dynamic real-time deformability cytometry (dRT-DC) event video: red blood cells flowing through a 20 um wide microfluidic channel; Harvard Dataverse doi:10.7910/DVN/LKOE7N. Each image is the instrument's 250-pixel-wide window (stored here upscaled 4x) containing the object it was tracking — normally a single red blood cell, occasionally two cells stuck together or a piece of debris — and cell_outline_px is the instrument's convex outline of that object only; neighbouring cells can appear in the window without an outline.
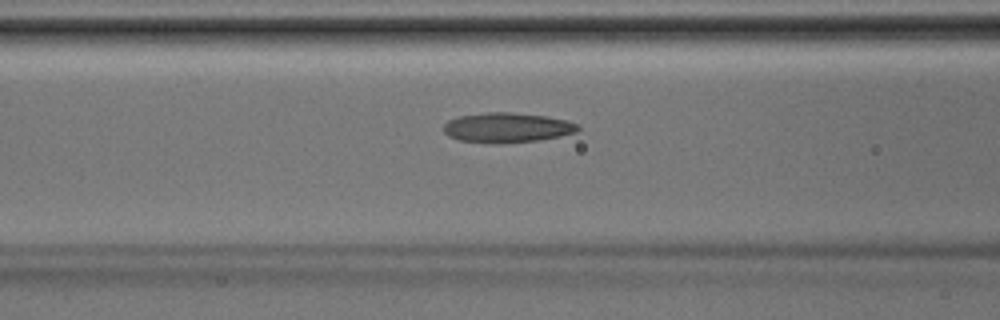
{"species": "Egyptian fruit bat (a non-hibernating species)", "species_latin": "Rousettus aegyptiacus", "temperature_condition": "room temperature", "stored_images_in_passage": 31, "camera_frame_rate_fps": 3000, "um_per_image_px": 0.085, "animal": {"sex": "male"}, "frame": {"image": 1, "passage_image": 9, "time_ms": 2.667, "image_size_px": [1000, 320], "cell_outline_px": [[580, 128], [576, 132], [560, 136], [540, 140], [500, 144], [460, 140], [448, 136], [444, 132], [444, 124], [448, 120], [460, 116], [488, 112], [512, 112], [548, 116], [568, 120], [576, 124]], "centroid_in_image_um": [43.12, 10.84], "position_along_channel_um": 123.5, "area_um2": 23.47}}
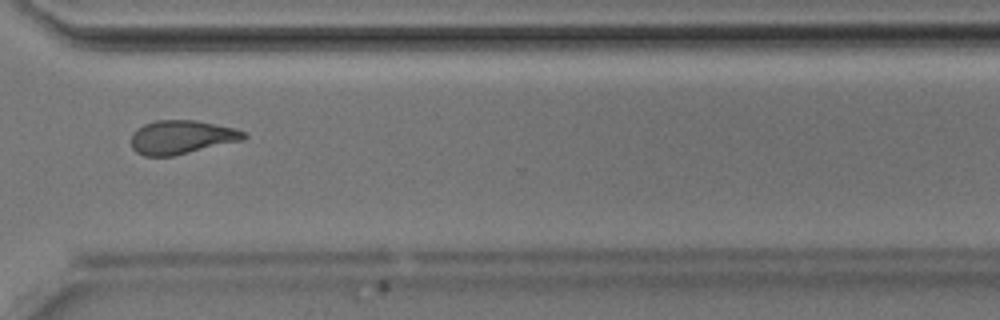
{"frame": {"image": 2, "passage_image": 23, "time_ms": 7.333, "image_size_px": [1000, 320], "cell_outline_px": [[248, 136], [244, 140], [172, 156], [144, 156], [136, 152], [132, 148], [132, 136], [136, 128], [144, 124], [156, 120], [196, 120], [236, 128], [244, 132]], "centroid_in_image_um": [15.45, 11.65], "position_along_channel_um": 355.2, "area_um2": 22.2}}
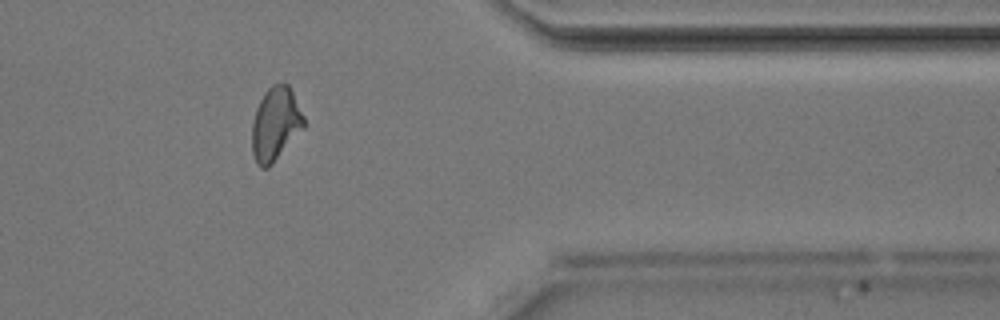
{"frame": {"image": 3, "passage_image": 26, "time_ms": 8.333, "image_size_px": [1000, 320], "cell_outline_px": [[304, 128], [272, 164], [268, 168], [260, 168], [256, 164], [252, 152], [252, 124], [256, 108], [264, 92], [272, 84], [288, 84], [304, 116]], "centroid_in_image_um": [23.4, 10.56], "position_along_channel_um": 388.0, "area_um2": 22.14}}